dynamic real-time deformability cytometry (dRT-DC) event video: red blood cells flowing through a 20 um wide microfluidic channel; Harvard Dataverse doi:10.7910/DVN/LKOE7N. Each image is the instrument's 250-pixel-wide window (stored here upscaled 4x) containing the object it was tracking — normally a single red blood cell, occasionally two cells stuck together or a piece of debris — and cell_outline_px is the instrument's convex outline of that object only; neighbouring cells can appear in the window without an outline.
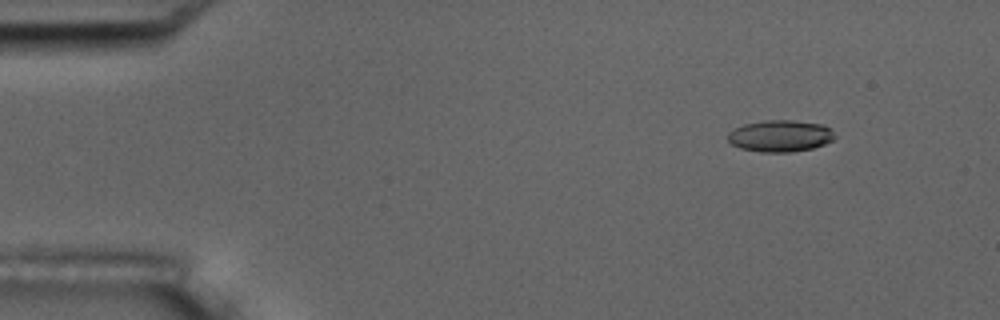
{"species": "common noctule bat (a hibernating species)", "species_latin": "Nyctalus noctula", "temperature_condition": "room temperature", "stored_images_in_passage": 4, "camera_frame_rate_fps": 3000, "um_per_image_px": 0.085, "animal": {"sex": "male", "body_mass_g": 17.5, "forearm_length_mm": 52.3}, "frame": {"image": 1, "passage_image": 2, "time_ms": 0.667, "image_size_px": [1000, 320], "cell_outline_px": [[836, 136], [832, 140], [824, 144], [812, 148], [792, 152], [760, 152], [740, 148], [732, 144], [728, 140], [728, 132], [744, 124], [764, 120], [792, 120], [824, 124], [832, 128]], "centroid_in_image_um": [66.35, 11.55], "position_along_channel_um": 18.7, "area_um2": 19.88}}
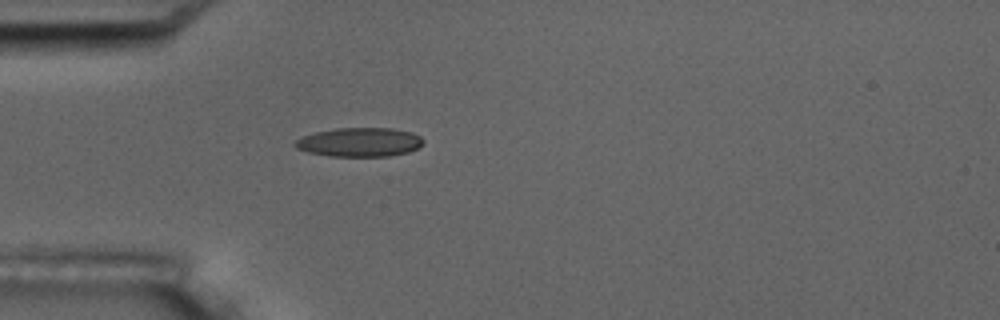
{"frame": {"image": 2, "passage_image": 4, "time_ms": 4.0, "image_size_px": [1000, 320], "cell_outline_px": [[424, 144], [408, 152], [388, 156], [328, 156], [308, 152], [296, 148], [292, 144], [296, 140], [304, 136], [316, 132], [336, 128], [392, 128], [412, 132], [420, 136], [424, 140]], "centroid_in_image_um": [30.57, 12.08], "position_along_channel_um": 54.4, "area_um2": 21.68}}